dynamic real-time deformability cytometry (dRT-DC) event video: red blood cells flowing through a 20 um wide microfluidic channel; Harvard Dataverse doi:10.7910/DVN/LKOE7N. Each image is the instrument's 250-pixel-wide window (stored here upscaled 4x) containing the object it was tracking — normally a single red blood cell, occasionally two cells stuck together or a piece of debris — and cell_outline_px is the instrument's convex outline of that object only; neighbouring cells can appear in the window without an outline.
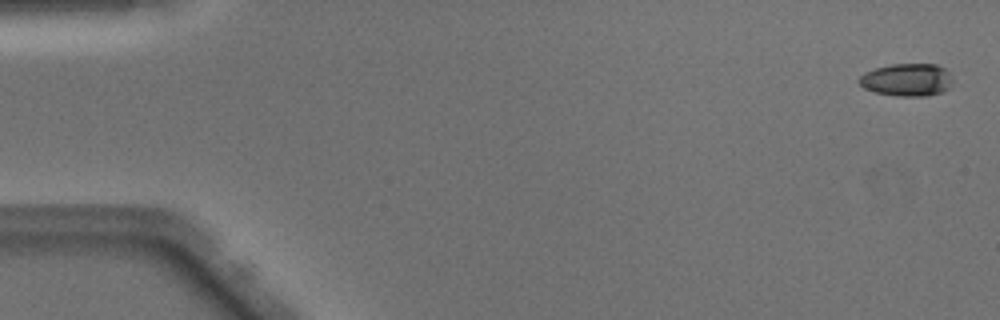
{"species": "Egyptian fruit bat (a non-hibernating species)", "species_latin": "Rousettus aegyptiacus", "temperature_condition": "warm", "stored_images_in_passage": 50, "camera_frame_rate_fps": 3000, "um_per_image_px": 0.085, "animal": {"sex": "male"}, "frame": {"image": 1, "passage_image": 2, "time_ms": 0.333, "image_size_px": [1000, 320], "cell_outline_px": [[952, 80], [948, 88], [944, 92], [928, 96], [896, 96], [876, 92], [864, 88], [860, 84], [860, 76], [864, 72], [876, 68], [892, 64], [936, 64], [944, 68]], "centroid_in_image_um": [77.09, 6.79], "position_along_channel_um": 7.9, "area_um2": 17.69}}
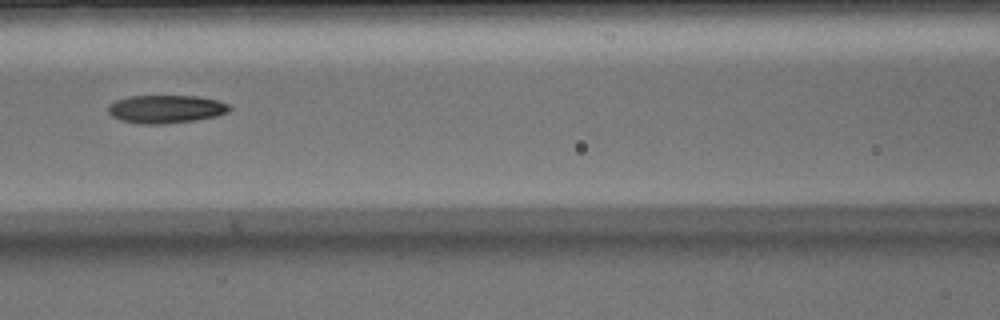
{"frame": {"image": 2, "passage_image": 23, "time_ms": 7.333, "image_size_px": [1000, 320], "cell_outline_px": [[232, 108], [228, 112], [216, 116], [196, 120], [160, 124], [136, 124], [120, 120], [112, 116], [108, 112], [108, 108], [116, 100], [128, 96], [196, 96], [220, 100], [228, 104]], "centroid_in_image_um": [14.12, 9.27], "position_along_channel_um": 152.5, "area_um2": 19.94}}
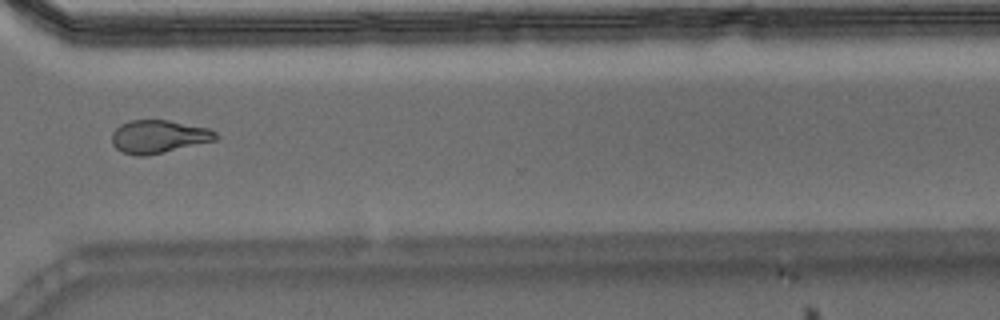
{"frame": {"image": 3, "passage_image": 38, "time_ms": 12.333, "image_size_px": [1000, 320], "cell_outline_px": [[220, 136], [216, 140], [148, 156], [136, 156], [120, 152], [112, 144], [112, 132], [120, 124], [132, 120], [168, 120], [208, 128], [216, 132]], "centroid_in_image_um": [13.47, 11.62], "position_along_channel_um": 357.1, "area_um2": 20.17}, "authors_computed_cell_mechanics": {"area_um2": 19.9988, "velocity_mm_per_s": 4.0978, "shape_relaxation_time_tau1_ms": null, "shape_relaxation_time_tau2_ms": 3.0789, "deformation_change_tau1": null, "deformation_change_tau2": 0.121}}